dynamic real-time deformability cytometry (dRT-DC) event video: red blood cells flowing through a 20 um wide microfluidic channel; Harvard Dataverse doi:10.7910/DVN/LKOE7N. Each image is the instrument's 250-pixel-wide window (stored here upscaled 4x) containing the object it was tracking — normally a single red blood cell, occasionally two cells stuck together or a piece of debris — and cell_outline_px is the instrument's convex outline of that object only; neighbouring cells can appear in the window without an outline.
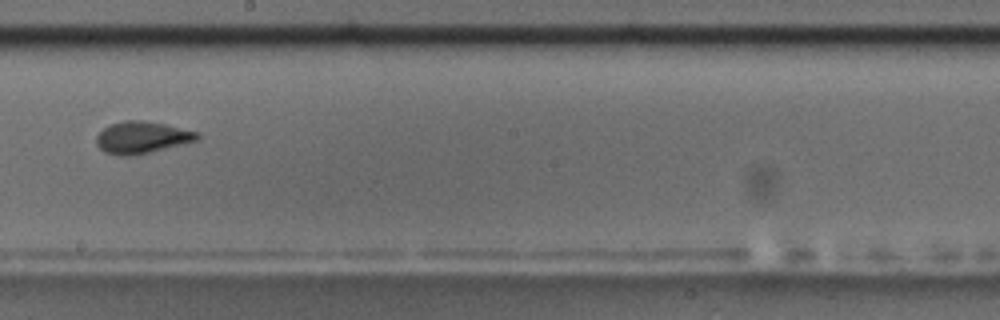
{"species": "common noctule bat (a hibernating species)", "species_latin": "Nyctalus noctula", "temperature_condition": "room temperature", "stored_images_in_passage": 10, "camera_frame_rate_fps": 3000, "um_per_image_px": 0.085, "animal": {"sex": "male", "body_mass_g": 17.5, "forearm_length_mm": 52.3}, "frame": {"image": 1, "passage_image": 9, "time_ms": 2.667, "image_size_px": [1000, 320], "cell_outline_px": [[200, 136], [196, 140], [136, 156], [120, 156], [104, 152], [96, 144], [96, 136], [104, 128], [112, 124], [124, 120], [144, 120], [164, 124], [200, 132]], "centroid_in_image_um": [12.05, 11.69], "position_along_channel_um": 236.2, "area_um2": 18.79}}